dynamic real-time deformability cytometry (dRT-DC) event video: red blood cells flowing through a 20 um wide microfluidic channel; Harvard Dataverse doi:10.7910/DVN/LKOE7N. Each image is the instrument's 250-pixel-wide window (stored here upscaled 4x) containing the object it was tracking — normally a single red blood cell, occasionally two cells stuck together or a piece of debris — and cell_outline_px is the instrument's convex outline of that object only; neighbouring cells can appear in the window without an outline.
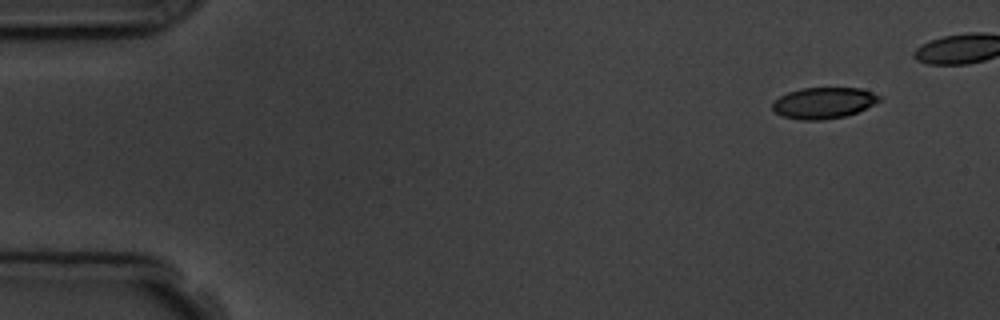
{"species": "common noctule bat (a hibernating species)", "species_latin": "Nyctalus noctula", "temperature_condition": "room temperature", "stored_images_in_passage": 7, "camera_frame_rate_fps": 3000, "um_per_image_px": 0.085, "animal": {"sex": "male", "body_mass_g": 19.5, "forearm_length_mm": 54.6}, "frame": {"image": 1, "passage_image": 1, "time_ms": 0.0, "image_size_px": [1000, 320], "cell_outline_px": [[880, 100], [856, 112], [844, 116], [820, 120], [800, 120], [784, 116], [776, 112], [772, 108], [772, 104], [780, 96], [788, 92], [800, 88], [864, 88], [880, 96]], "centroid_in_image_um": [69.99, 8.73], "position_along_channel_um": 15.0, "area_um2": 19.13}}